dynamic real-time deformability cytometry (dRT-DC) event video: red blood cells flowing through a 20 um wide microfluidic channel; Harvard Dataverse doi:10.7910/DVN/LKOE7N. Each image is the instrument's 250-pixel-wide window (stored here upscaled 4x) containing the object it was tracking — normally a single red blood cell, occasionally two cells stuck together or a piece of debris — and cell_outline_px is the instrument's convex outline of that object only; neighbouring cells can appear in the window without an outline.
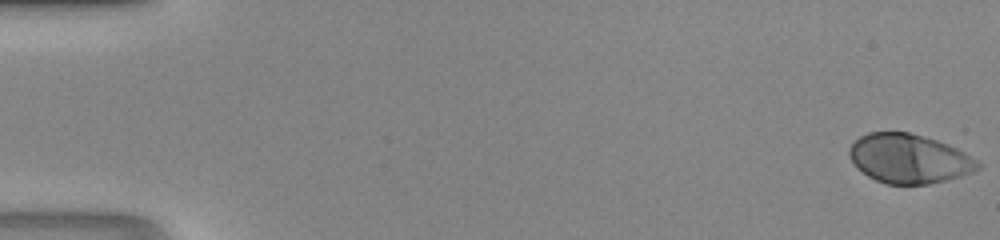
{"species": "human", "species_latin": "Homo sapiens", "temperature_condition": "room temperature", "stored_images_in_passage": 48, "camera_frame_rate_fps": 3000, "um_per_image_px": 0.085, "donor": {"sex": "male"}, "frame": {"image": 1, "passage_image": 1, "time_ms": 0.0, "image_size_px": [1000, 240], "cell_outline_px": [[980, 168], [972, 172], [960, 176], [928, 184], [884, 184], [868, 176], [848, 156], [848, 148], [860, 136], [868, 132], [908, 132], [924, 136], [948, 144], [964, 152], [976, 160], [980, 164]], "centroid_in_image_um": [77.26, 13.48], "position_along_channel_um": 7.7, "area_um2": 36.53}}
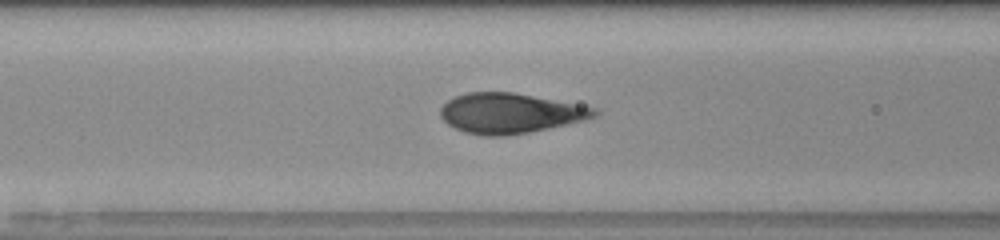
{"frame": {"image": 2, "passage_image": 21, "time_ms": 6.667, "image_size_px": [1000, 240], "cell_outline_px": [[600, 112], [596, 116], [588, 120], [528, 132], [504, 136], [484, 136], [464, 132], [448, 124], [440, 116], [440, 108], [448, 100], [456, 96], [468, 92], [512, 92], [596, 108]], "centroid_in_image_um": [43.35, 9.63], "position_along_channel_um": 123.2, "area_um2": 35.78}}
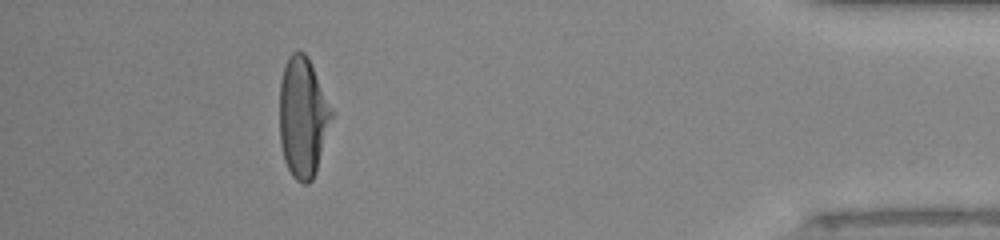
{"frame": {"image": 3, "passage_image": 44, "time_ms": 14.333, "image_size_px": [1000, 240], "cell_outline_px": [[332, 116], [316, 172], [312, 180], [308, 184], [304, 184], [296, 180], [292, 176], [284, 160], [280, 144], [280, 80], [288, 56], [292, 52], [304, 52], [308, 56], [332, 108]], "centroid_in_image_um": [25.73, 9.97], "position_along_channel_um": 409.5, "area_um2": 36.3}}